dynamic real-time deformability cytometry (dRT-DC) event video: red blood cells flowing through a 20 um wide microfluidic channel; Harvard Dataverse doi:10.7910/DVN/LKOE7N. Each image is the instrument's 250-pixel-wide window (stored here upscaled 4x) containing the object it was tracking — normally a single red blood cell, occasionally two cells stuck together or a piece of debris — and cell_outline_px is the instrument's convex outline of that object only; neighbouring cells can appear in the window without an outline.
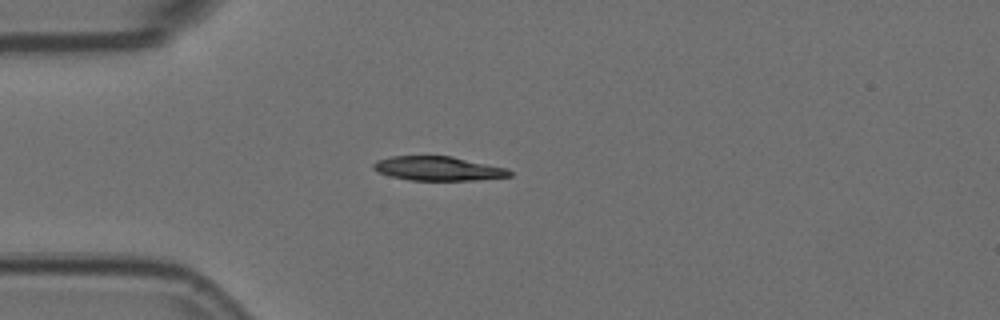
{"species": "Egyptian fruit bat (a non-hibernating species)", "species_latin": "Rousettus aegyptiacus", "temperature_condition": "room temperature", "stored_images_in_passage": 5, "camera_frame_rate_fps": 3000, "um_per_image_px": 0.085, "animal": {"sex": "female"}, "frame": {"image": 1, "passage_image": 4, "time_ms": 1.0, "image_size_px": [1000, 320], "cell_outline_px": [[512, 176], [476, 180], [408, 180], [376, 172], [372, 168], [372, 164], [376, 160], [392, 156], [452, 156], [508, 168], [512, 172]], "centroid_in_image_um": [37.24, 14.32], "position_along_channel_um": 47.8, "area_um2": 19.31}}